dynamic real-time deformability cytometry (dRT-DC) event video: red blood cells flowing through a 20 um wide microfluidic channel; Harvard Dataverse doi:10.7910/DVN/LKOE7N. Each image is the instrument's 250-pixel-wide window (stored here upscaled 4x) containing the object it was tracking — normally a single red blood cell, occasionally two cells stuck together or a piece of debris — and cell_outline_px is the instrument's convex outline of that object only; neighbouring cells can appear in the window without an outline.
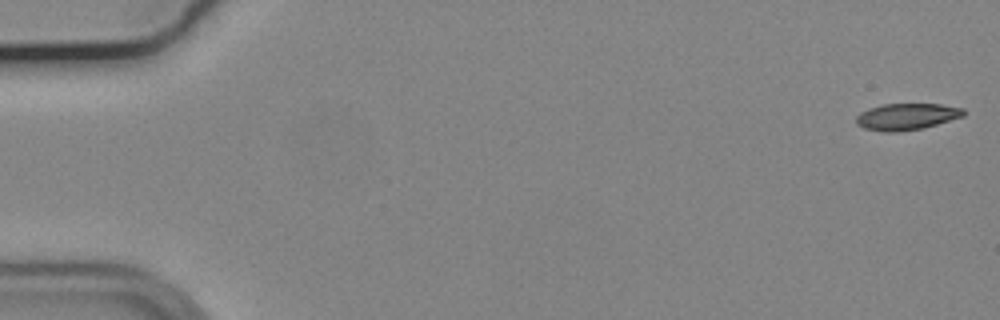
{"species": "common noctule bat (a hibernating species)", "species_latin": "Nyctalus noctula", "temperature_condition": "cold", "stored_images_in_passage": 5, "camera_frame_rate_fps": 3000, "um_per_image_px": 0.085, "animal": {"sex": "male", "body_mass_g": 19.2, "forearm_length_mm": 51.8}, "frame": {"image": 1, "passage_image": 1, "time_ms": 0.0, "image_size_px": [1000, 320], "cell_outline_px": [[964, 116], [936, 124], [920, 128], [896, 132], [884, 132], [864, 128], [856, 124], [856, 116], [860, 112], [868, 108], [884, 104], [940, 104], [964, 108]], "centroid_in_image_um": [77.03, 9.9], "position_along_channel_um": 8.0, "area_um2": 16.53}}